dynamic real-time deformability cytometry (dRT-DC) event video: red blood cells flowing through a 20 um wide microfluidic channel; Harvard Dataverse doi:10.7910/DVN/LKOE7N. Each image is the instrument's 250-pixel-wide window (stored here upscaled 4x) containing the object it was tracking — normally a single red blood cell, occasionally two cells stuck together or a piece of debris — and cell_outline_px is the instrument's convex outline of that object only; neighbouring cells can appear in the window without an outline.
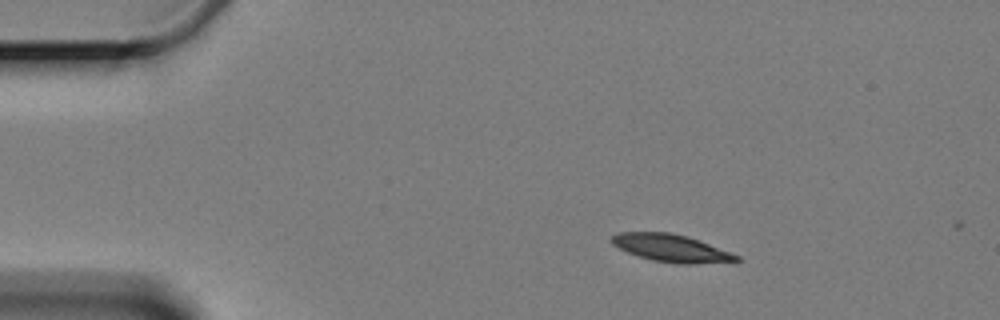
{"species": "Egyptian fruit bat (a non-hibernating species)", "species_latin": "Rousettus aegyptiacus", "temperature_condition": "cold", "stored_images_in_passage": 2, "camera_frame_rate_fps": 3000, "um_per_image_px": 0.085, "animal": {"sex": "female"}, "frame": {"image": 1, "passage_image": 1, "time_ms": 0.0, "image_size_px": [1000, 320], "cell_outline_px": [[744, 260], [696, 264], [676, 264], [652, 260], [628, 252], [612, 244], [612, 236], [620, 232], [672, 232], [688, 236], [740, 256]], "centroid_in_image_um": [57.08, 21.09], "position_along_channel_um": 27.9, "area_um2": 19.88}}